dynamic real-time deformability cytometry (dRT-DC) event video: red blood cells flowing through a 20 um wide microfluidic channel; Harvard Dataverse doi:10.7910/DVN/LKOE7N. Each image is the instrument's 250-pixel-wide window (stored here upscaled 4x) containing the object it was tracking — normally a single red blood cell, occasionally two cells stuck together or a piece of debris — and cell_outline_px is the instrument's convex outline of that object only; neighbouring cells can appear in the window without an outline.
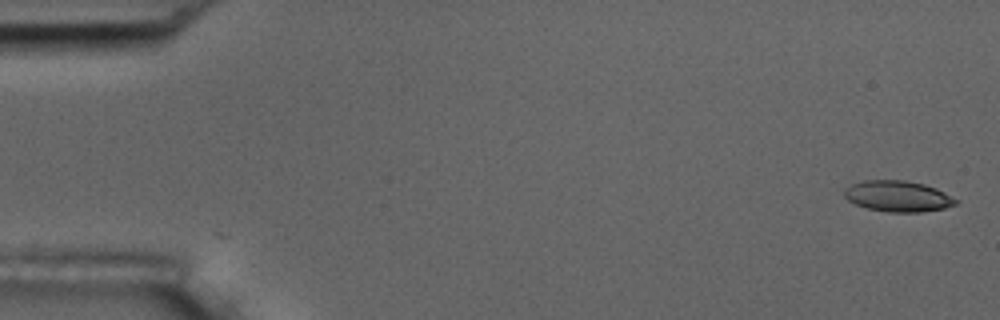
{"species": "common noctule bat (a hibernating species)", "species_latin": "Nyctalus noctula", "temperature_condition": "room temperature", "stored_images_in_passage": 6, "camera_frame_rate_fps": 3000, "um_per_image_px": 0.085, "animal": {"sex": "male", "body_mass_g": 17.5, "forearm_length_mm": 52.3}, "frame": {"image": 1, "passage_image": 1, "time_ms": 0.0, "image_size_px": [1000, 320], "cell_outline_px": [[960, 200], [956, 204], [944, 208], [920, 212], [888, 212], [868, 208], [856, 204], [848, 200], [844, 196], [844, 188], [852, 184], [864, 180], [904, 180], [924, 184], [936, 188]], "centroid_in_image_um": [76.33, 16.67], "position_along_channel_um": 8.7, "area_um2": 20.11}}